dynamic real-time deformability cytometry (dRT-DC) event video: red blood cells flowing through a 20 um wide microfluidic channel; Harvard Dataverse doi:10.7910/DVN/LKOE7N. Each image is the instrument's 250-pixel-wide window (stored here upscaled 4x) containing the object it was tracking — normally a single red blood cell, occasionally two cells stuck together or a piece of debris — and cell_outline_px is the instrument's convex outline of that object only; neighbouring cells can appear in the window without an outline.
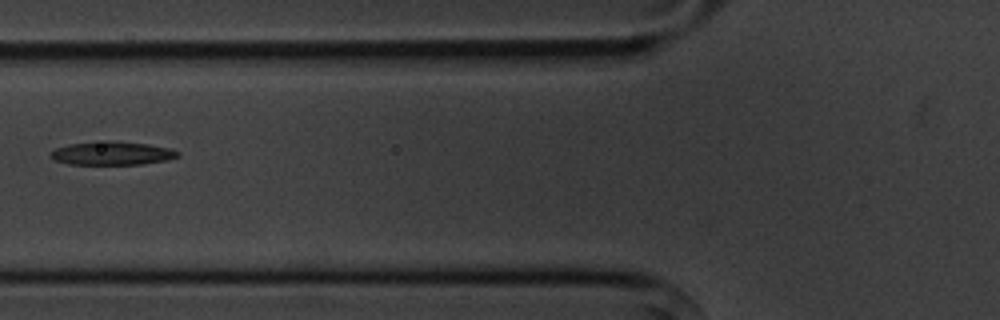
{"species": "common noctule bat (a hibernating species)", "species_latin": "Nyctalus noctula", "temperature_condition": "cold", "stored_images_in_passage": 6, "camera_frame_rate_fps": 3000, "um_per_image_px": 0.085, "animal": {"sex": "male", "body_mass_g": 20.1, "forearm_length_mm": 53.5}, "frame": {"image": 1, "passage_image": 6, "time_ms": 5.667, "image_size_px": [1000, 320], "cell_outline_px": [[180, 156], [164, 160], [140, 164], [68, 164], [52, 160], [48, 156], [56, 148], [68, 144], [108, 140], [148, 144], [172, 148], [180, 152]], "centroid_in_image_um": [9.5, 13.02], "position_along_channel_um": 116.3, "area_um2": 17.46}}